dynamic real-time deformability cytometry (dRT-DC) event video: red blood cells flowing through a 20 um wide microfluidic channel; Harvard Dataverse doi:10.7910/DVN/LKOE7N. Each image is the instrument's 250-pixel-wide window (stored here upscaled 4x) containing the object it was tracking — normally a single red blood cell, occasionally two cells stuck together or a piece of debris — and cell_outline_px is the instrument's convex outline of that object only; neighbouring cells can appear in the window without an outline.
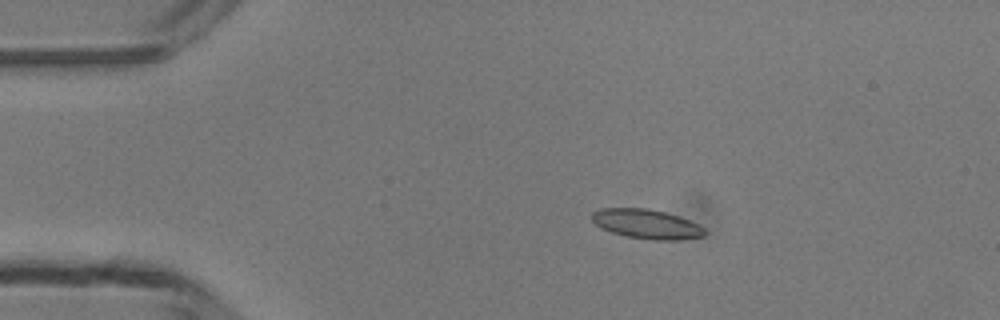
{"species": "common noctule bat (a hibernating species)", "species_latin": "Nyctalus noctula", "temperature_condition": "room temperature", "stored_images_in_passage": 5, "camera_frame_rate_fps": 3000, "um_per_image_px": 0.085, "animal": {"sex": "male", "body_mass_g": 13.3}, "frame": {"image": 1, "passage_image": 3, "time_ms": 2.333, "image_size_px": [1000, 320], "cell_outline_px": [[708, 232], [704, 236], [680, 240], [652, 240], [628, 236], [612, 232], [600, 228], [592, 220], [592, 212], [600, 208], [648, 208], [664, 212], [688, 220], [704, 228]], "centroid_in_image_um": [54.95, 19.04], "position_along_channel_um": 30.0, "area_um2": 19.25}}
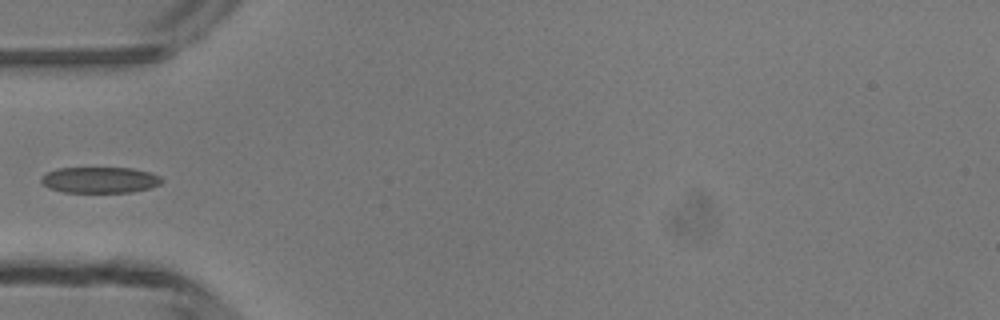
{"frame": {"image": 2, "passage_image": 5, "time_ms": 4.667, "image_size_px": [1000, 320], "cell_outline_px": [[164, 180], [160, 184], [152, 188], [132, 192], [64, 192], [48, 188], [40, 180], [40, 176], [56, 168], [132, 168], [148, 172], [160, 176]], "centroid_in_image_um": [8.49, 15.3], "position_along_channel_um": 76.5, "area_um2": 18.38}}